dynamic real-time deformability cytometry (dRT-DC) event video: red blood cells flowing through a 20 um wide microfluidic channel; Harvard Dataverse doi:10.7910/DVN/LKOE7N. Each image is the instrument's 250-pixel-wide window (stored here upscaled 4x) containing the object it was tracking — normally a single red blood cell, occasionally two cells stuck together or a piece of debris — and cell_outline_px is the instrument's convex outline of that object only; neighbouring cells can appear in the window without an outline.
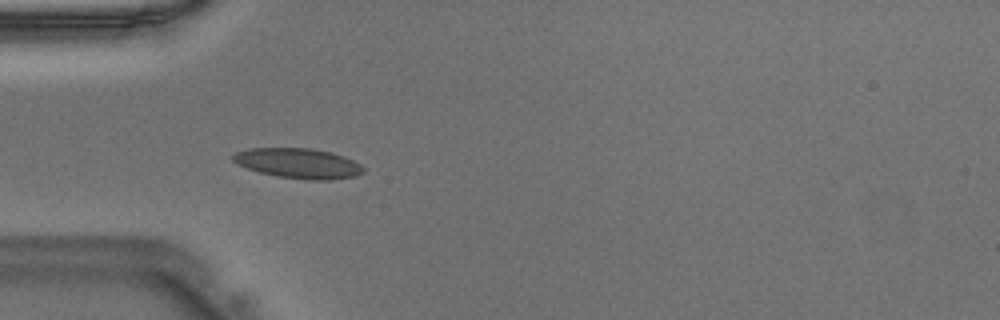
{"species": "Egyptian fruit bat (a non-hibernating species)", "species_latin": "Rousettus aegyptiacus", "temperature_condition": "warm", "stored_images_in_passage": 35, "camera_frame_rate_fps": 3000, "um_per_image_px": 0.085, "animal": {"sex": "male"}, "frame": {"image": 1, "passage_image": 2, "time_ms": 0.333, "image_size_px": [1000, 320], "cell_outline_px": [[364, 172], [356, 176], [332, 180], [312, 180], [276, 176], [260, 172], [236, 164], [232, 160], [232, 156], [236, 152], [248, 148], [312, 148], [332, 152], [344, 156], [360, 164], [364, 168]], "centroid_in_image_um": [25.37, 13.88], "position_along_channel_um": 59.6, "area_um2": 22.95}}
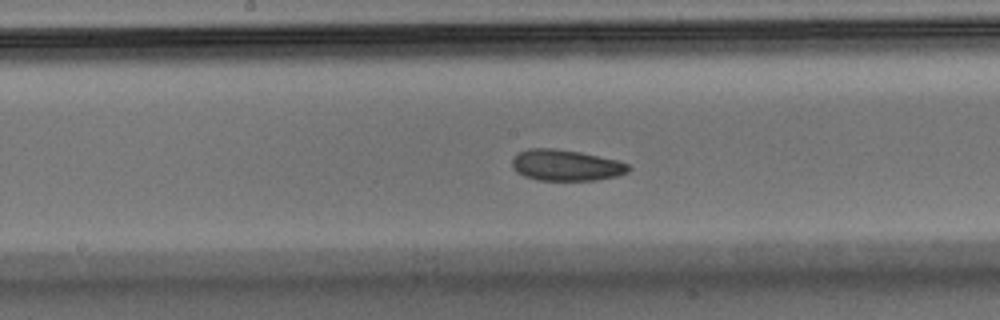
{"frame": {"image": 2, "passage_image": 12, "time_ms": 3.667, "image_size_px": [1000, 320], "cell_outline_px": [[632, 168], [628, 172], [616, 176], [596, 180], [536, 180], [524, 176], [516, 172], [512, 168], [512, 156], [528, 148], [556, 148], [580, 152], [616, 160], [628, 164]], "centroid_in_image_um": [48.07, 14.04], "position_along_channel_um": 200.1, "area_um2": 21.21}}
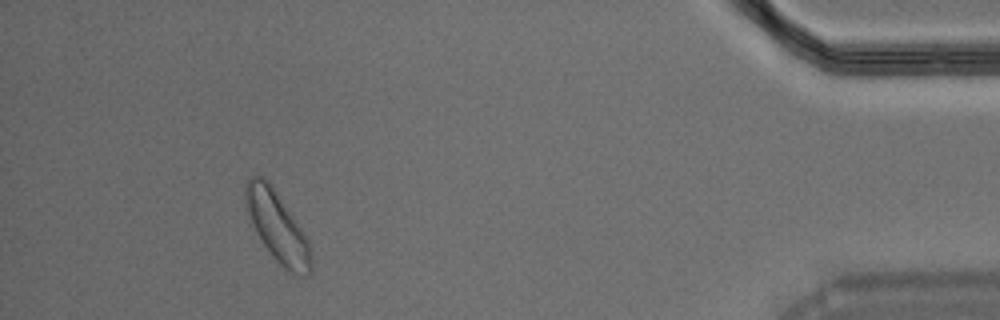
{"frame": {"image": 3, "passage_image": 31, "time_ms": 10.0, "image_size_px": [1000, 320], "cell_outline_px": [[312, 272], [304, 276], [300, 276], [288, 272], [276, 260], [264, 244], [256, 232], [248, 212], [244, 200], [244, 184], [248, 176], [264, 176], [268, 180], [308, 240], [312, 256]], "centroid_in_image_um": [23.56, 19.27], "position_along_channel_um": 411.6, "area_um2": 26.47}}